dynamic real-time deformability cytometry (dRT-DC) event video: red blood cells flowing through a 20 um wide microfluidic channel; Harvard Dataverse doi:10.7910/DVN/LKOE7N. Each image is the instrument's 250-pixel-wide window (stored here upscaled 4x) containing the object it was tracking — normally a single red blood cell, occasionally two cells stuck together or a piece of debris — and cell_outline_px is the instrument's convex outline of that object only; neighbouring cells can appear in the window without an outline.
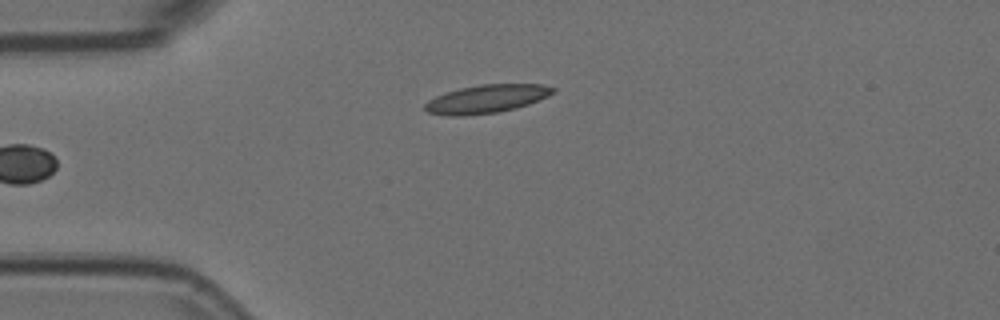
{"species": "Egyptian fruit bat (a non-hibernating species)", "species_latin": "Rousettus aegyptiacus", "temperature_condition": "room temperature", "stored_images_in_passage": 4, "camera_frame_rate_fps": 3000, "um_per_image_px": 0.085, "animal": {"sex": "female"}, "frame": {"image": 1, "passage_image": 4, "time_ms": 1.0, "image_size_px": [1000, 320], "cell_outline_px": [[556, 88], [548, 96], [528, 104], [516, 108], [496, 112], [464, 116], [448, 116], [428, 112], [424, 108], [424, 104], [428, 100], [436, 96], [460, 88], [480, 84], [544, 84]], "centroid_in_image_um": [41.34, 8.4], "position_along_channel_um": 43.7, "area_um2": 20.98}}